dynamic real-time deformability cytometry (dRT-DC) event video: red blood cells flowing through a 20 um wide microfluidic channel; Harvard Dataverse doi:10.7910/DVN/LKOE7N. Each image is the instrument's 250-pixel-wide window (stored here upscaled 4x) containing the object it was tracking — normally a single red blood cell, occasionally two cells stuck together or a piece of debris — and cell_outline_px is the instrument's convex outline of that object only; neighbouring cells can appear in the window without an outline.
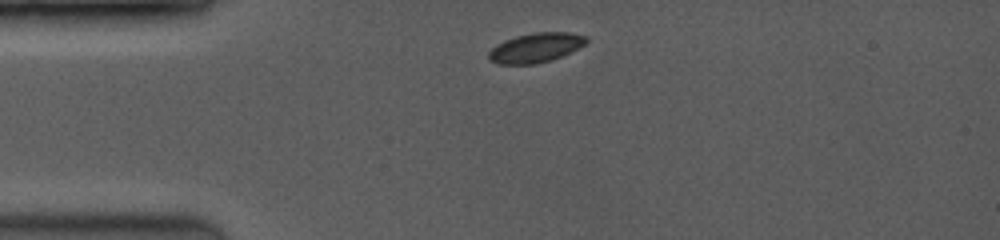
{"species": "common noctule bat (a hibernating species)", "species_latin": "Nyctalus noctula", "temperature_condition": "room temperature", "stored_images_in_passage": 3, "camera_frame_rate_fps": 3500, "um_per_image_px": 0.085, "animal": {"sex": "female", "body_mass_g": 19.0, "forearm_length_mm": 53.3}, "frame": {"image": 1, "passage_image": 1, "time_ms": 0.0, "image_size_px": [1000, 240], "cell_outline_px": [[588, 40], [584, 44], [552, 60], [536, 64], [496, 64], [488, 60], [488, 52], [496, 44], [504, 40], [516, 36], [536, 32], [568, 32], [588, 36]], "centroid_in_image_um": [45.48, 4.06], "position_along_channel_um": 39.5, "area_um2": 16.76}}
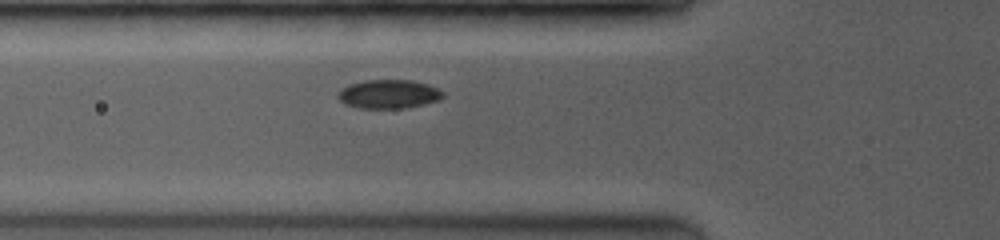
{"frame": {"image": 2, "passage_image": 3, "time_ms": 0.571, "image_size_px": [1000, 240], "cell_outline_px": [[444, 96], [440, 100], [424, 104], [404, 108], [356, 108], [344, 104], [336, 96], [340, 88], [348, 84], [364, 80], [412, 80], [428, 84], [444, 92]], "centroid_in_image_um": [33.0, 7.99], "position_along_channel_um": 92.8, "area_um2": 17.86}}